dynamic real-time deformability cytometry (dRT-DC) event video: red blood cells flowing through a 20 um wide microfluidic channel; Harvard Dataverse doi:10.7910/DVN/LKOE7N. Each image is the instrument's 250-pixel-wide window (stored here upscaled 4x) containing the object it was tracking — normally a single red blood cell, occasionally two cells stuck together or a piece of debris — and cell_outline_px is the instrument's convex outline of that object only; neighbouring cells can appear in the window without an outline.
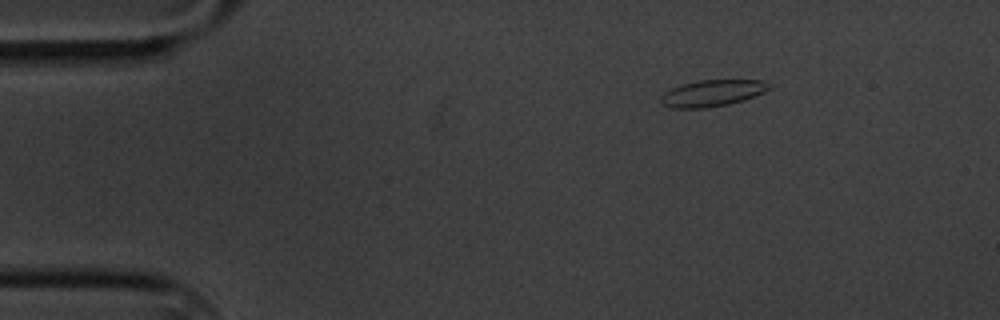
{"species": "common noctule bat (a hibernating species)", "species_latin": "Nyctalus noctula", "temperature_condition": "cold", "stored_images_in_passage": 3, "camera_frame_rate_fps": 3000, "um_per_image_px": 0.085, "animal": {"sex": "male", "body_mass_g": 20.1, "forearm_length_mm": 53.5}, "frame": {"image": 1, "passage_image": 1, "time_ms": 0.0, "image_size_px": [1000, 320], "cell_outline_px": [[776, 84], [772, 88], [764, 92], [744, 100], [728, 104], [708, 108], [672, 108], [660, 104], [660, 96], [664, 92], [672, 88], [684, 84], [700, 80], [764, 80]], "centroid_in_image_um": [60.6, 7.91], "position_along_channel_um": 24.4, "area_um2": 16.99}}
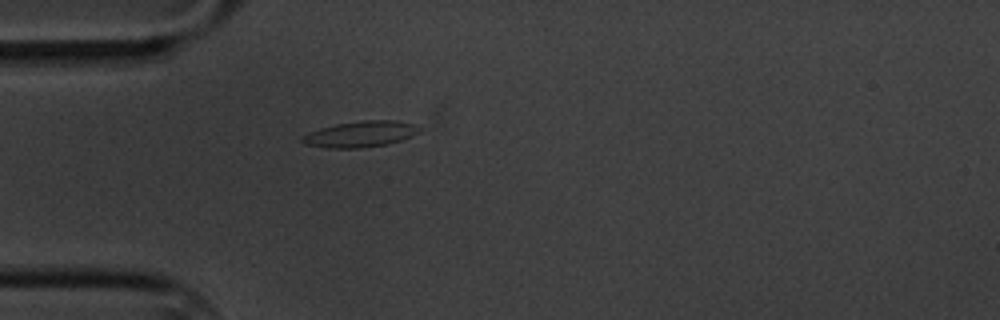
{"frame": {"image": 2, "passage_image": 3, "time_ms": 2.667, "image_size_px": [1000, 320], "cell_outline_px": [[424, 128], [420, 132], [412, 136], [388, 144], [360, 148], [328, 148], [304, 144], [300, 140], [300, 136], [308, 132], [320, 128], [336, 124], [364, 120], [396, 120], [412, 124]], "centroid_in_image_um": [30.63, 11.4], "position_along_channel_um": 54.4, "area_um2": 17.92}}